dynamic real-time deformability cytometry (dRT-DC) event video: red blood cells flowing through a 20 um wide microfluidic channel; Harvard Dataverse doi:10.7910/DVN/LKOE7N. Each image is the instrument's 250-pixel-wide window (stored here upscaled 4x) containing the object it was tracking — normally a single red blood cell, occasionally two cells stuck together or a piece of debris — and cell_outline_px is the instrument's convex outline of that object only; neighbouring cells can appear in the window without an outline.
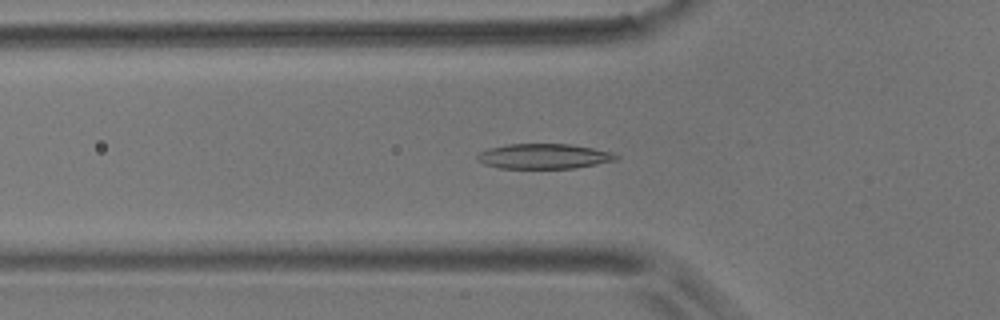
{"species": "common noctule bat (a hibernating species)", "species_latin": "Nyctalus noctula", "temperature_condition": "room temperature", "stored_images_in_passage": 57, "camera_frame_rate_fps": 3000, "um_per_image_px": 0.085, "animal": {"sex": "male", "body_mass_g": 17.9}, "frame": {"image": 1, "passage_image": 19, "time_ms": 6.0, "image_size_px": [1000, 320], "cell_outline_px": [[620, 160], [572, 168], [500, 168], [484, 164], [476, 160], [476, 156], [480, 152], [488, 148], [508, 144], [572, 144], [612, 152], [620, 156]], "centroid_in_image_um": [46.24, 13.28], "position_along_channel_um": 79.6, "area_um2": 20.35}}
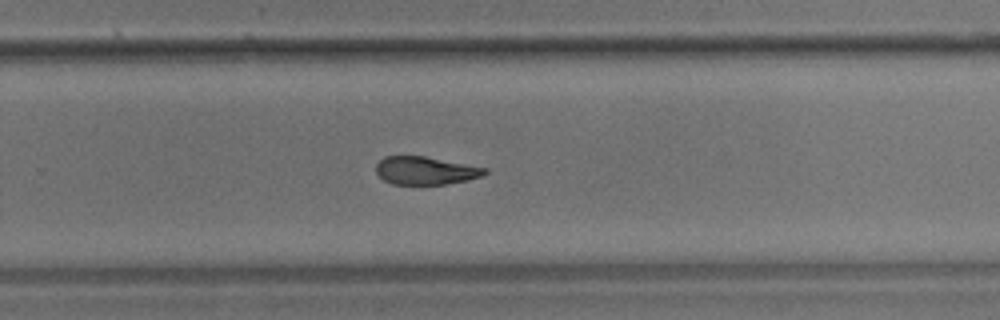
{"frame": {"image": 2, "passage_image": 37, "time_ms": 12.0, "image_size_px": [1000, 320], "cell_outline_px": [[488, 172], [480, 176], [468, 180], [444, 184], [392, 184], [384, 180], [376, 172], [376, 164], [384, 156], [424, 156], [488, 168]], "centroid_in_image_um": [36.16, 14.49], "position_along_channel_um": 293.6, "area_um2": 17.63}}
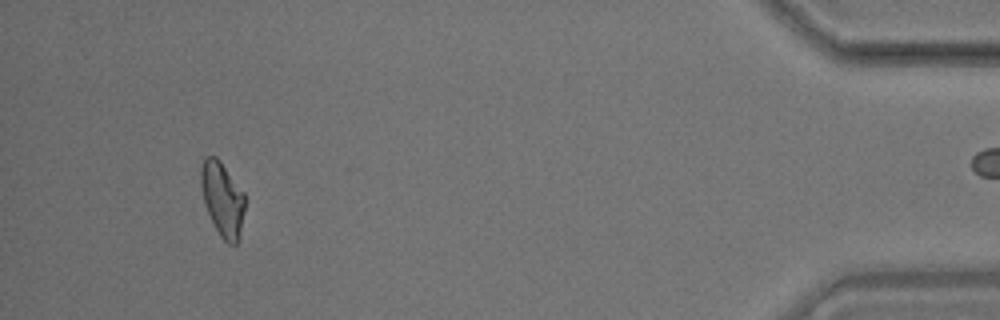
{"frame": {"image": 3, "passage_image": 53, "time_ms": 17.333, "image_size_px": [1000, 320], "cell_outline_px": [[244, 212], [240, 236], [236, 244], [228, 244], [220, 236], [208, 212], [204, 200], [200, 184], [200, 168], [204, 156], [216, 156], [244, 192]], "centroid_in_image_um": [18.9, 16.91], "position_along_channel_um": 416.3, "area_um2": 18.9}, "authors_computed_cell_mechanics": {"area_um2": 19.4786, "velocity_mm_per_s": 3.5559, "shape_relaxation_time_tau1_ms": 5.91, "shape_relaxation_time_tau2_ms": 4.4508, "deformation_change_tau1": 0.1726, "deformation_change_tau2": 0.1186}}